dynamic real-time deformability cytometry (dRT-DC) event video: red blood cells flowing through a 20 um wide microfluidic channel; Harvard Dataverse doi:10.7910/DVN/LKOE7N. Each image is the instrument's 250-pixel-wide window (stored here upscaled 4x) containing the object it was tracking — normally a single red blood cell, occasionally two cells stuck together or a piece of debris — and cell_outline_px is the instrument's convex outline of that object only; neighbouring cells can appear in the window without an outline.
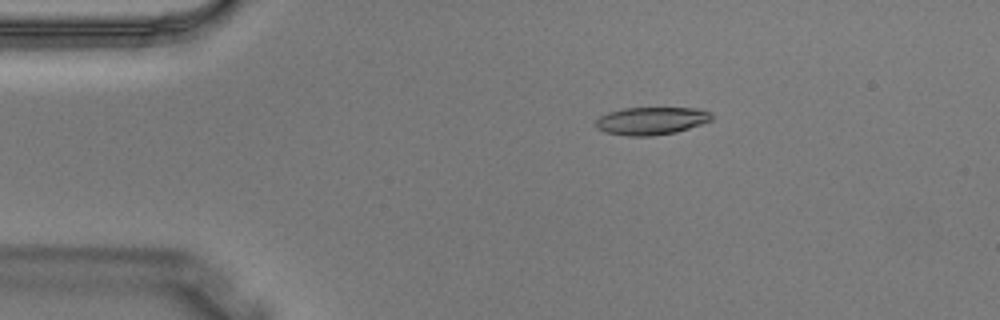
{"species": "Egyptian fruit bat (a non-hibernating species)", "species_latin": "Rousettus aegyptiacus", "temperature_condition": "warm", "stored_images_in_passage": 3, "camera_frame_rate_fps": 3000, "um_per_image_px": 0.085, "animal": {"sex": "male"}, "frame": {"image": 1, "passage_image": 3, "time_ms": 0.667, "image_size_px": [1000, 320], "cell_outline_px": [[712, 120], [676, 132], [652, 136], [628, 136], [604, 132], [596, 128], [596, 120], [600, 116], [608, 112], [624, 108], [700, 108], [712, 112]], "centroid_in_image_um": [55.36, 10.27], "position_along_channel_um": 29.6, "area_um2": 18.79}}